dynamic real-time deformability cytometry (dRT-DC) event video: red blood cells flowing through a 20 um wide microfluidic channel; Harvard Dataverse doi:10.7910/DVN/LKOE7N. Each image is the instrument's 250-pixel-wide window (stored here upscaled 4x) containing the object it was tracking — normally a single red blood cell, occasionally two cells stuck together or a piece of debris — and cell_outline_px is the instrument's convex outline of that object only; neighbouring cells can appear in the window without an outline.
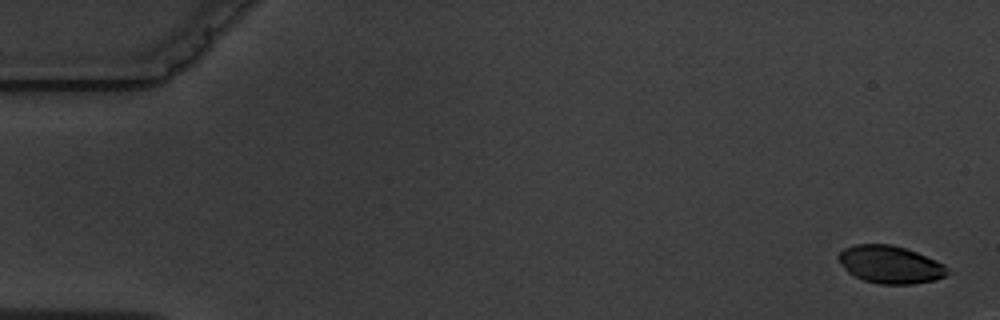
{"species": "common noctule bat (a hibernating species)", "species_latin": "Nyctalus noctula", "temperature_condition": "warm", "stored_images_in_passage": 4, "camera_frame_rate_fps": 3000, "um_per_image_px": 0.085, "animal": {"sex": "male", "body_mass_g": 19.5, "forearm_length_mm": 54.6}, "frame": {"image": 1, "passage_image": 1, "time_ms": 0.0, "image_size_px": [1000, 320], "cell_outline_px": [[952, 272], [936, 280], [912, 284], [880, 284], [864, 280], [848, 272], [836, 256], [844, 248], [856, 244], [892, 244], [916, 252], [936, 260], [944, 264]], "centroid_in_image_um": [75.7, 22.48], "position_along_channel_um": 9.3, "area_um2": 23.87}}